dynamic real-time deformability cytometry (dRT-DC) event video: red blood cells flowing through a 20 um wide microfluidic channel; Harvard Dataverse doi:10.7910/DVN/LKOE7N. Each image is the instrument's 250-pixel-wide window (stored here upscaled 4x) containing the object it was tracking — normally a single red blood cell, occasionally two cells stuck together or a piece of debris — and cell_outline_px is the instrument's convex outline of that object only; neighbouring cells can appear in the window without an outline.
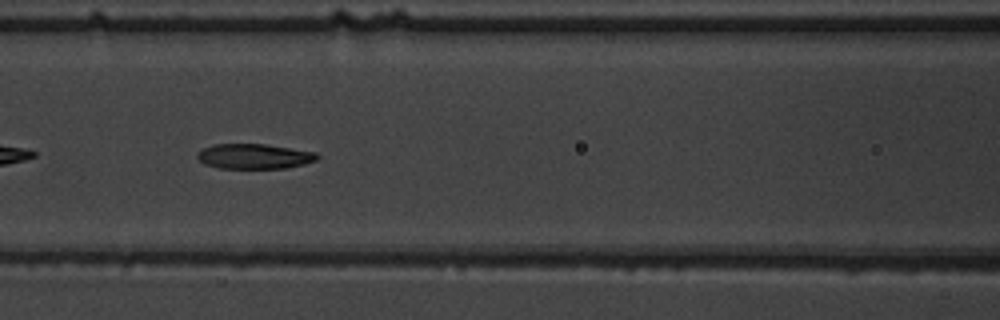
{"species": "common noctule bat (a hibernating species)", "species_latin": "Nyctalus noctula", "temperature_condition": "warm", "stored_images_in_passage": 38, "camera_frame_rate_fps": 3000, "um_per_image_px": 0.085, "animal": {"sex": "male", "body_mass_g": 19.5, "forearm_length_mm": 54.6}, "frame": {"image": 1, "passage_image": 8, "time_ms": 2.333, "image_size_px": [1000, 320], "cell_outline_px": [[320, 156], [316, 160], [304, 164], [284, 168], [220, 168], [204, 164], [196, 156], [204, 148], [212, 144], [264, 144], [316, 152]], "centroid_in_image_um": [21.62, 13.28], "position_along_channel_um": 145.0, "area_um2": 17.34}}
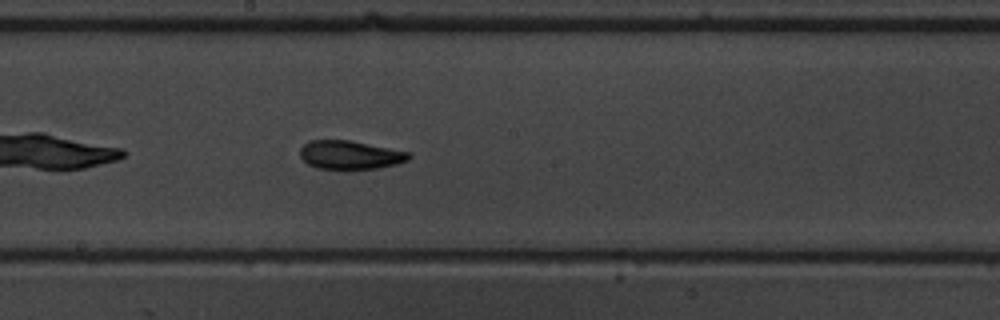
{"frame": {"image": 2, "passage_image": 14, "time_ms": 4.333, "image_size_px": [1000, 320], "cell_outline_px": [[412, 156], [408, 160], [396, 164], [376, 168], [348, 172], [316, 168], [308, 164], [300, 156], [300, 148], [308, 140], [348, 140], [412, 152]], "centroid_in_image_um": [29.76, 13.21], "position_along_channel_um": 218.4, "area_um2": 18.84}}
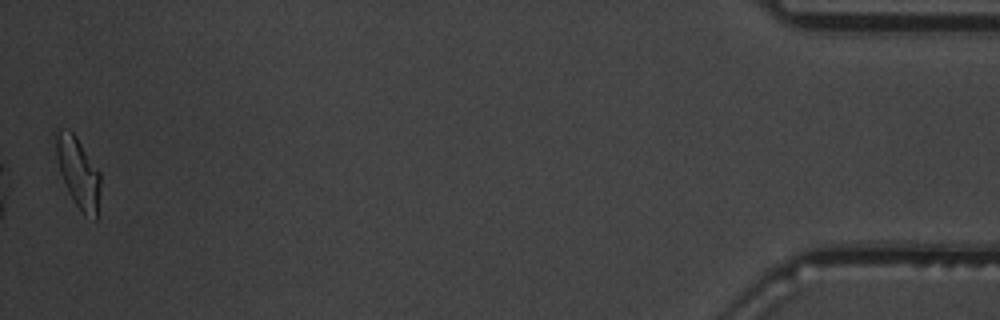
{"frame": {"image": 3, "passage_image": 38, "time_ms": 12.333, "image_size_px": [1000, 320], "cell_outline_px": [[100, 188], [96, 220], [84, 216], [80, 212], [68, 192], [60, 172], [56, 156], [56, 132], [60, 128], [68, 128], [76, 136], [100, 172]], "centroid_in_image_um": [6.65, 14.68], "position_along_channel_um": 428.5, "area_um2": 18.26}, "authors_computed_cell_mechanics": {"area_um2": 18.0336, "velocity_mm_per_s": 3.6851, "shape_relaxation_time_tau1_ms": 5.1696, "shape_relaxation_time_tau2_ms": 2.7999, "deformation_change_tau1": 0.1873, "deformation_change_tau2": 0.0811}}